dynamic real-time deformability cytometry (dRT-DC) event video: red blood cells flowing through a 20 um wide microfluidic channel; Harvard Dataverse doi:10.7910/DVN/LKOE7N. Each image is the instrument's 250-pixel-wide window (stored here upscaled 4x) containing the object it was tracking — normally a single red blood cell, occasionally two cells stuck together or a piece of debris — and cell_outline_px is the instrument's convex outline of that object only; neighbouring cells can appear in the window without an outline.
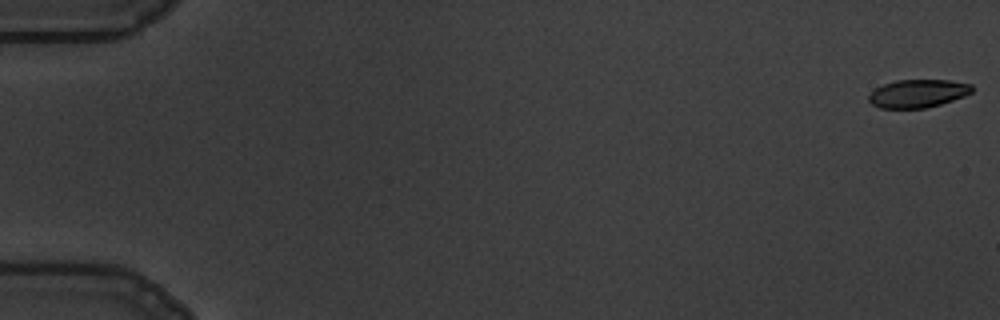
{"species": "common noctule bat (a hibernating species)", "species_latin": "Nyctalus noctula", "temperature_condition": "warm", "stored_images_in_passage": 59, "camera_frame_rate_fps": 3000, "um_per_image_px": 0.085, "animal": {"sex": "male", "body_mass_g": 19.5, "forearm_length_mm": 54.6}, "frame": {"image": 1, "passage_image": 1, "time_ms": 0.0, "image_size_px": [1000, 320], "cell_outline_px": [[972, 92], [964, 96], [940, 104], [924, 108], [880, 108], [872, 104], [868, 100], [868, 96], [876, 88], [884, 84], [896, 80], [948, 80], [972, 84]], "centroid_in_image_um": [78.01, 7.94], "position_along_channel_um": 7.0, "area_um2": 16.76}}
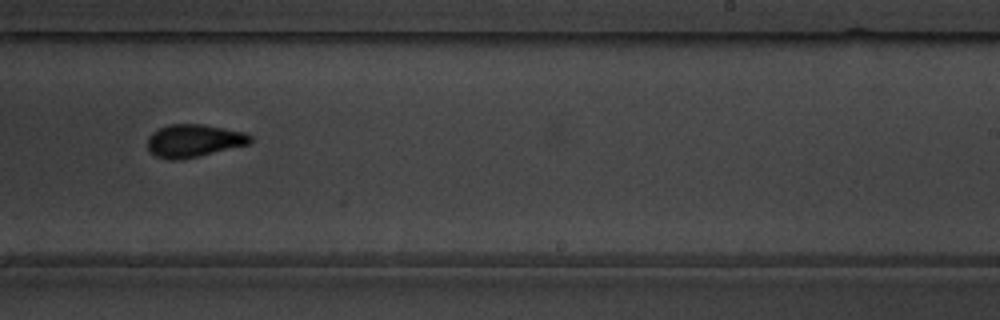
{"frame": {"image": 2, "passage_image": 38, "time_ms": 12.333, "image_size_px": [1000, 320], "cell_outline_px": [[252, 144], [180, 160], [168, 160], [156, 156], [148, 148], [148, 136], [152, 132], [168, 124], [200, 124], [224, 128], [244, 132], [252, 136]], "centroid_in_image_um": [16.5, 11.96], "position_along_channel_um": 272.5, "area_um2": 19.71}}
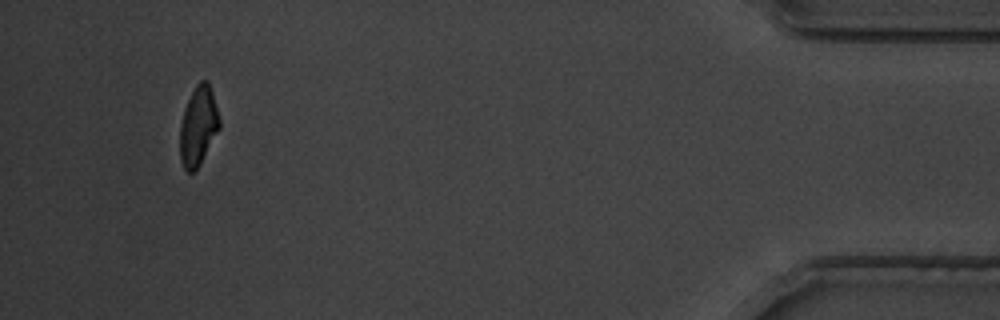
{"frame": {"image": 3, "passage_image": 56, "time_ms": 18.333, "image_size_px": [1000, 320], "cell_outline_px": [[220, 128], [200, 164], [192, 172], [188, 172], [184, 168], [180, 160], [180, 124], [184, 108], [196, 84], [200, 80], [208, 80], [212, 92], [220, 120]], "centroid_in_image_um": [16.85, 10.7], "position_along_channel_um": 418.4, "area_um2": 18.15}, "authors_computed_cell_mechanics": {"area_um2": 19.1896, "velocity_mm_per_s": 3.5139, "shape_relaxation_time_tau1_ms": 4.5792, "shape_relaxation_time_tau2_ms": 1.9659, "deformation_change_tau1": 0.1747, "deformation_change_tau2": 0.0868}}